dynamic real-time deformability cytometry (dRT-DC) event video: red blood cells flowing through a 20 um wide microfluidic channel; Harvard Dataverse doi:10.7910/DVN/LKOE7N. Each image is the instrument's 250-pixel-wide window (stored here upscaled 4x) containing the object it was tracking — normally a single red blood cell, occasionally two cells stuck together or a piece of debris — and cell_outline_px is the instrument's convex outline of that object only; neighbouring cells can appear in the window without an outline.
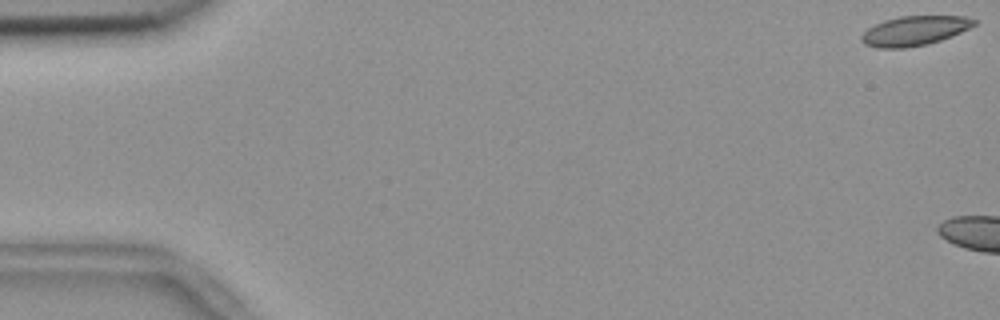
{"species": "common noctule bat (a hibernating species)", "species_latin": "Nyctalus noctula", "temperature_condition": "room temperature", "stored_images_in_passage": 7, "camera_frame_rate_fps": 3000, "um_per_image_px": 0.085, "animal": {"sex": "female", "body_mass_g": 18.4}, "frame": {"image": 1, "passage_image": 1, "time_ms": 0.0, "image_size_px": [1000, 320], "cell_outline_px": [[976, 24], [952, 36], [928, 44], [904, 48], [876, 48], [864, 44], [860, 40], [860, 36], [868, 28], [884, 20], [900, 16], [964, 16], [976, 20]], "centroid_in_image_um": [77.7, 2.62], "position_along_channel_um": 7.3, "area_um2": 19.36}}